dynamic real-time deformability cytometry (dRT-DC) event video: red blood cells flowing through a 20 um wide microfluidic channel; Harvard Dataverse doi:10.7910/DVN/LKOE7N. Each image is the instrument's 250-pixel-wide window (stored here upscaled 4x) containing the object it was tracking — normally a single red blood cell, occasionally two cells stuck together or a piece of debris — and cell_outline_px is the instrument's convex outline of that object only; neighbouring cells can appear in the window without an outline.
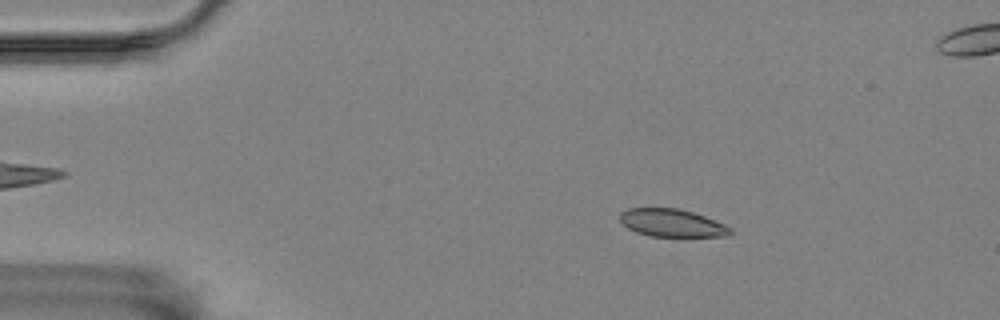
{"species": "Egyptian fruit bat (a non-hibernating species)", "species_latin": "Rousettus aegyptiacus", "temperature_condition": "room temperature", "stored_images_in_passage": 4, "camera_frame_rate_fps": 3000, "um_per_image_px": 0.085, "animal": {"sex": "female"}, "frame": {"image": 1, "passage_image": 2, "time_ms": 1.333, "image_size_px": [1000, 320], "cell_outline_px": [[732, 232], [728, 236], [680, 240], [652, 236], [636, 232], [628, 228], [620, 220], [620, 212], [628, 208], [676, 208], [692, 212], [704, 216], [724, 224], [732, 228]], "centroid_in_image_um": [57.18, 19.02], "position_along_channel_um": 27.8, "area_um2": 18.79}}